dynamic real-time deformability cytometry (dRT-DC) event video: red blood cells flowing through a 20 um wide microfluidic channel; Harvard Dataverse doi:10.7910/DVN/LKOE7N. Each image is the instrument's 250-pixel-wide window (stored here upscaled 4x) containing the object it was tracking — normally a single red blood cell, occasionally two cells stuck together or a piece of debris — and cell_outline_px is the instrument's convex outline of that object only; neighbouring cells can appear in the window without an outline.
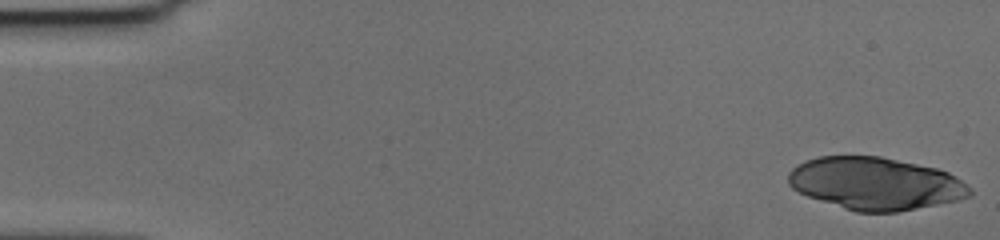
{"species": "human", "species_latin": "Homo sapiens", "temperature_condition": "cold", "stored_images_in_passage": 56, "camera_frame_rate_fps": 3000, "um_per_image_px": 0.085, "donor": {"sex": "female"}, "frame": {"image": 1, "passage_image": 1, "time_ms": 0.0, "image_size_px": [1000, 240], "cell_outline_px": [[972, 196], [960, 200], [896, 212], [856, 212], [808, 196], [792, 188], [788, 184], [788, 172], [792, 168], [804, 160], [820, 156], [880, 156], [936, 168], [948, 172], [956, 176], [972, 188]], "centroid_in_image_um": [74.43, 15.6], "position_along_channel_um": 10.6, "area_um2": 55.6}}
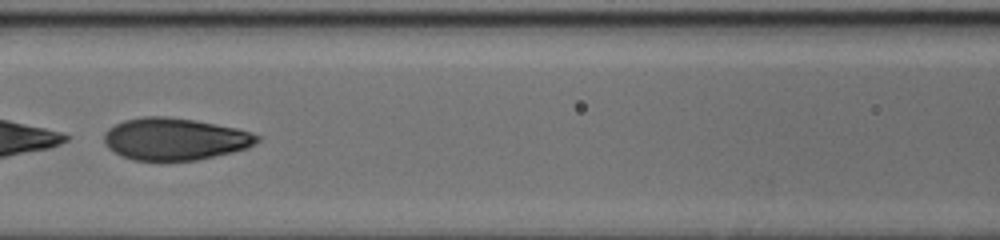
{"frame": {"image": 2, "passage_image": 26, "time_ms": 8.333, "image_size_px": [1000, 240], "cell_outline_px": [[260, 140], [248, 148], [232, 152], [196, 160], [132, 160], [120, 156], [108, 148], [104, 144], [104, 132], [108, 128], [124, 120], [144, 116], [164, 116], [196, 120], [236, 128], [260, 136]], "centroid_in_image_um": [14.83, 11.81], "position_along_channel_um": 151.8, "area_um2": 37.57}}
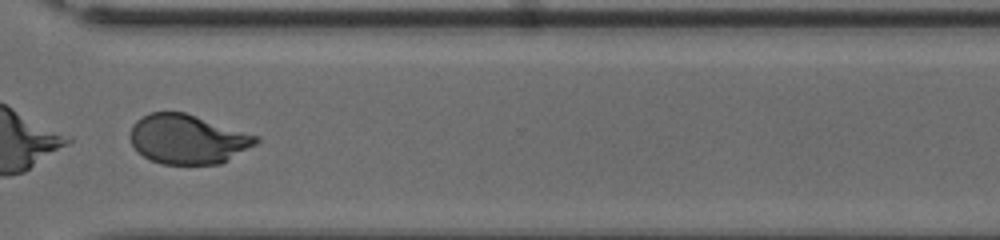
{"frame": {"image": 3, "passage_image": 43, "time_ms": 14.0, "image_size_px": [1000, 240], "cell_outline_px": [[260, 140], [256, 144], [220, 164], [160, 164], [144, 156], [132, 144], [128, 136], [132, 124], [136, 120], [152, 112], [184, 112], [260, 136]], "centroid_in_image_um": [15.95, 11.83], "position_along_channel_um": 354.6, "area_um2": 36.13}, "authors_computed_cell_mechanics": {"area_um2": 40.3155, "velocity_mm_per_s": 3.5781, "shape_relaxation_time_tau1_ms": 1.4861, "shape_relaxation_time_tau2_ms": 1.065, "deformation_change_tau1": 0.3338, "deformation_change_tau2": 0.0612}}